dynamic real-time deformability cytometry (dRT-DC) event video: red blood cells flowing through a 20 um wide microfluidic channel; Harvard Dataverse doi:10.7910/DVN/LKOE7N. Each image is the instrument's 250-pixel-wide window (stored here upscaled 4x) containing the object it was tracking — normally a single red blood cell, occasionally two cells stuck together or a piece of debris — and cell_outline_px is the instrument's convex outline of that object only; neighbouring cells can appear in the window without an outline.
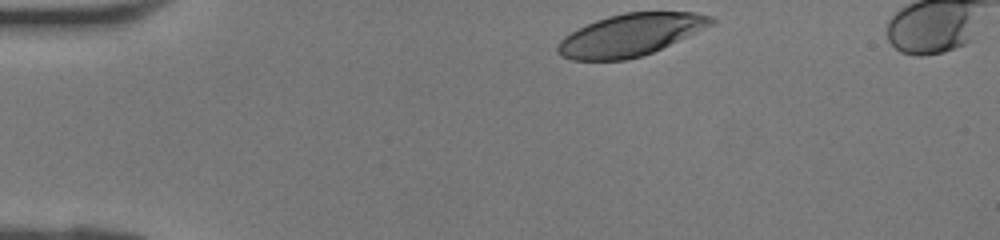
{"species": "human", "species_latin": "Homo sapiens", "temperature_condition": "room temperature", "stored_images_in_passage": 29, "camera_frame_rate_fps": 3000, "um_per_image_px": 0.085, "donor": {"sex": "female"}, "frame": {"image": 1, "passage_image": 1, "time_ms": 0.0, "image_size_px": [1000, 240], "cell_outline_px": [[716, 24], [652, 52], [640, 56], [624, 60], [572, 60], [560, 56], [556, 52], [556, 44], [564, 36], [596, 20], [608, 16], [624, 12], [696, 12], [712, 16], [716, 20]], "centroid_in_image_um": [53.6, 2.96], "position_along_channel_um": 31.4, "area_um2": 37.74}}
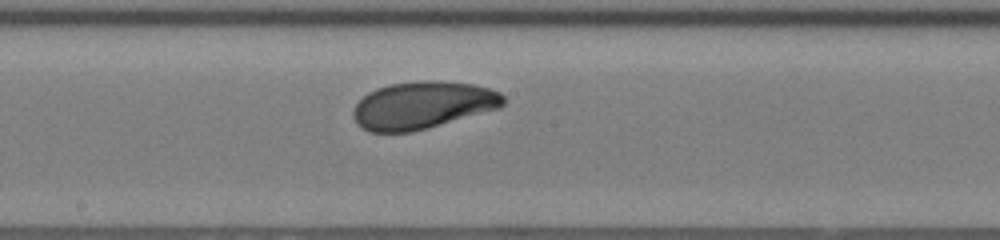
{"frame": {"image": 2, "passage_image": 16, "time_ms": 5.0, "image_size_px": [1000, 240], "cell_outline_px": [[504, 104], [500, 108], [428, 128], [412, 132], [368, 132], [356, 124], [352, 116], [352, 112], [356, 104], [368, 92], [376, 88], [392, 84], [420, 80], [436, 80], [472, 84], [488, 88], [500, 92], [504, 96]], "centroid_in_image_um": [35.91, 8.94], "position_along_channel_um": 212.3, "area_um2": 41.62}}
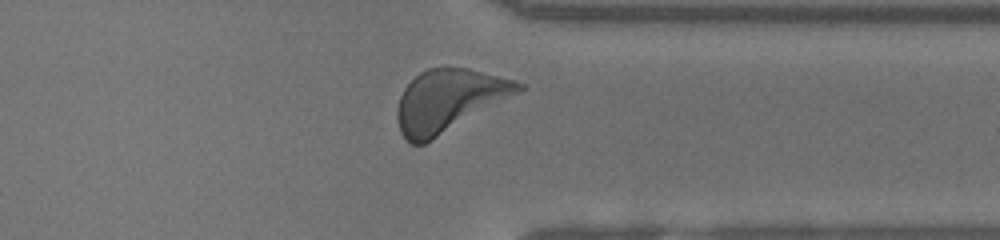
{"frame": {"image": 3, "passage_image": 26, "time_ms": 8.333, "image_size_px": [1000, 240], "cell_outline_px": [[524, 88], [432, 140], [424, 144], [412, 144], [400, 132], [396, 120], [396, 112], [400, 96], [404, 88], [420, 72], [428, 68], [468, 68], [516, 80], [524, 84]], "centroid_in_image_um": [38.09, 8.54], "position_along_channel_um": 373.3, "area_um2": 43.06}}